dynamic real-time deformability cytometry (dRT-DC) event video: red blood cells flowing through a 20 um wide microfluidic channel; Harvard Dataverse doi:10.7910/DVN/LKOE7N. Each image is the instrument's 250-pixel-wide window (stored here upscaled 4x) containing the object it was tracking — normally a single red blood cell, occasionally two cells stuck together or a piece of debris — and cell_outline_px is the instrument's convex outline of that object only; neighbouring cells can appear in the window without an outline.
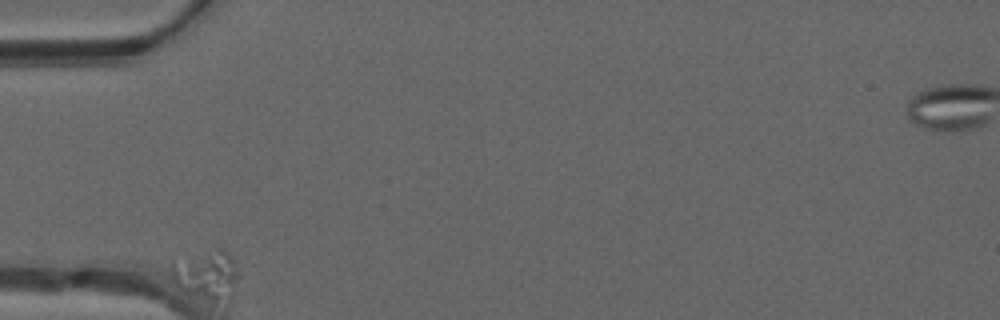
{"species": "common noctule bat (a hibernating species)", "species_latin": "Nyctalus noctula", "temperature_condition": "warm", "stored_images_in_passage": 33, "segment_of_instrument_passage": [1, 2], "camera_frame_rate_fps": 3000, "um_per_image_px": 0.085, "animal": {"sex": "male", "forearm_length_mm": 52.5}, "frame": {"image": 1, "passage_image": 1, "time_ms": 0.0, "image_size_px": [1000, 320], "cell_outline_px": [[240, 276], [232, 300], [212, 304], [184, 292], [176, 284], [172, 276], [172, 264], [220, 248], [224, 248], [236, 260]], "centroid_in_image_um": [17.71, 23.47], "position_along_channel_um": 67.3, "area_um2": 19.59}}